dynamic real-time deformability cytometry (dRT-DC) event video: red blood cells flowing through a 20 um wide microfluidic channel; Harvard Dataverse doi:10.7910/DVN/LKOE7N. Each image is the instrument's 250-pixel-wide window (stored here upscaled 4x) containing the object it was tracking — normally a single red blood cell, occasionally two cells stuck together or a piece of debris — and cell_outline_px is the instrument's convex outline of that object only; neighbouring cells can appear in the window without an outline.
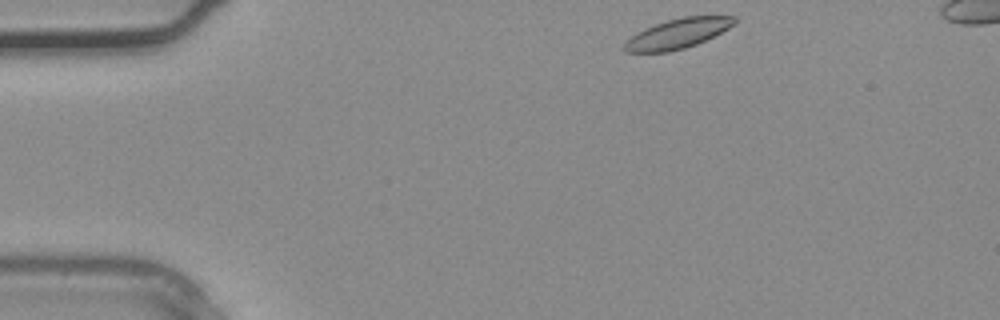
{"species": "common noctule bat (a hibernating species)", "species_latin": "Nyctalus noctula", "temperature_condition": "warm", "stored_images_in_passage": 3, "camera_frame_rate_fps": 3000, "um_per_image_px": 0.085, "animal": {"sex": "male", "body_mass_g": 20.4}, "frame": {"image": 1, "passage_image": 1, "time_ms": 0.0, "image_size_px": [1000, 320], "cell_outline_px": [[736, 24], [696, 44], [684, 48], [668, 52], [624, 52], [624, 44], [632, 36], [644, 28], [668, 20], [684, 16], [736, 16]], "centroid_in_image_um": [57.61, 2.85], "position_along_channel_um": 27.4, "area_um2": 18.79}}